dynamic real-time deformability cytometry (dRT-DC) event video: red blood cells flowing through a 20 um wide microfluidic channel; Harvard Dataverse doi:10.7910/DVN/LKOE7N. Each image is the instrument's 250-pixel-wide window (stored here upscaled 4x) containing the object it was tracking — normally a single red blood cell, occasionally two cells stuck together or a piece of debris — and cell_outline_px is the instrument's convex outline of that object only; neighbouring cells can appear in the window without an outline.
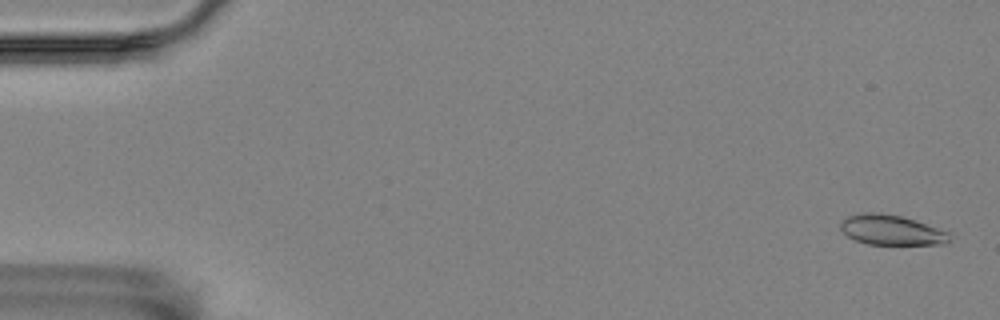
{"species": "Egyptian fruit bat (a non-hibernating species)", "species_latin": "Rousettus aegyptiacus", "temperature_condition": "room temperature", "stored_images_in_passage": 5, "camera_frame_rate_fps": 3000, "um_per_image_px": 0.085, "animal": {"sex": "female"}, "frame": {"image": 1, "passage_image": 1, "time_ms": 0.0, "image_size_px": [1000, 320], "cell_outline_px": [[952, 232], [948, 240], [944, 244], [868, 244], [856, 240], [848, 236], [840, 228], [840, 224], [848, 216], [860, 212], [880, 212], [904, 216]], "centroid_in_image_um": [75.8, 19.53], "position_along_channel_um": 9.2, "area_um2": 19.25}}